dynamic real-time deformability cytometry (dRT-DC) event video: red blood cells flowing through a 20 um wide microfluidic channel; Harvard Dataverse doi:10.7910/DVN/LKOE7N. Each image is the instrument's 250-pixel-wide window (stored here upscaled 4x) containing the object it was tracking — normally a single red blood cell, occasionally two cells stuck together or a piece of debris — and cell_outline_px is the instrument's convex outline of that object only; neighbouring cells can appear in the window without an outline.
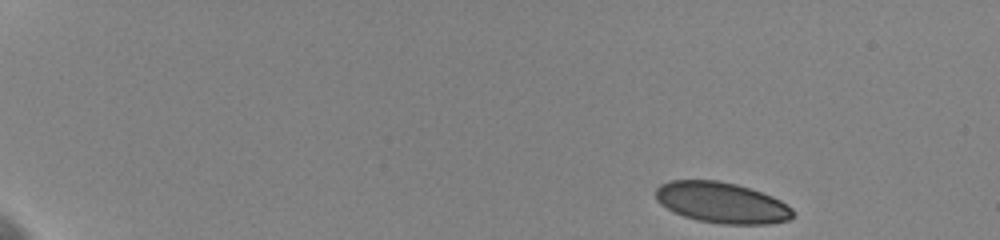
{"species": "human", "species_latin": "Homo sapiens", "temperature_condition": "cold", "stored_images_in_passage": 52, "camera_frame_rate_fps": 3000, "um_per_image_px": 0.085, "donor": {"sex": "female"}, "frame": {"image": 1, "passage_image": 1, "time_ms": 0.0, "image_size_px": [1000, 240], "cell_outline_px": [[792, 216], [788, 220], [768, 224], [720, 224], [696, 220], [684, 216], [660, 204], [656, 200], [656, 188], [660, 184], [672, 180], [716, 180], [736, 184], [772, 196], [780, 200], [792, 208]], "centroid_in_image_um": [61.33, 17.22], "position_along_channel_um": 23.7, "area_um2": 32.48}}
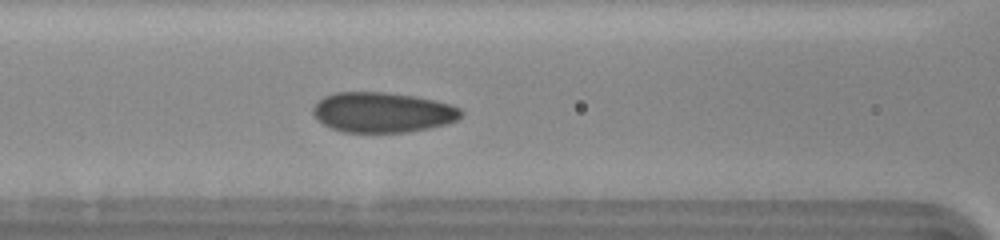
{"frame": {"image": 2, "passage_image": 22, "time_ms": 7.0, "image_size_px": [1000, 240], "cell_outline_px": [[464, 112], [456, 120], [444, 124], [428, 128], [408, 132], [344, 132], [332, 128], [324, 124], [312, 112], [312, 108], [324, 96], [336, 92], [384, 92], [412, 96], [432, 100], [448, 104], [460, 108]], "centroid_in_image_um": [32.5, 9.55], "position_along_channel_um": 134.1, "area_um2": 34.22}}
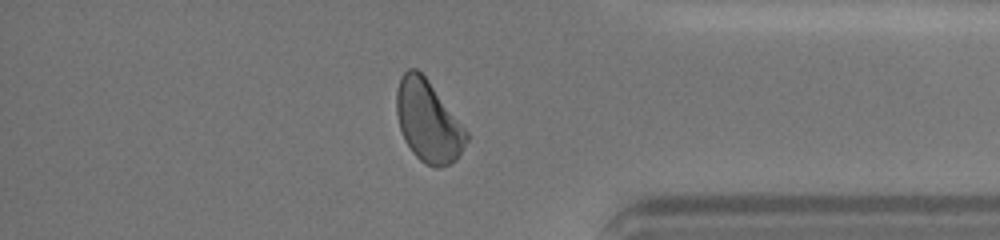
{"frame": {"image": 3, "passage_image": 45, "time_ms": 14.667, "image_size_px": [1000, 240], "cell_outline_px": [[468, 140], [456, 160], [452, 164], [440, 168], [436, 168], [424, 164], [412, 152], [404, 140], [400, 128], [396, 112], [396, 92], [400, 76], [408, 68], [416, 68], [428, 80], [468, 132]], "centroid_in_image_um": [36.38, 10.33], "position_along_channel_um": 398.8, "area_um2": 33.23}, "authors_computed_cell_mechanics": {"area_um2": 33.3795, "velocity_mm_per_s": 3.5778, "shape_relaxation_time_tau1_ms": 6.9121, "shape_relaxation_time_tau2_ms": 1.2791, "deformation_change_tau1": 0.1164, "deformation_change_tau2": 0.0378}}